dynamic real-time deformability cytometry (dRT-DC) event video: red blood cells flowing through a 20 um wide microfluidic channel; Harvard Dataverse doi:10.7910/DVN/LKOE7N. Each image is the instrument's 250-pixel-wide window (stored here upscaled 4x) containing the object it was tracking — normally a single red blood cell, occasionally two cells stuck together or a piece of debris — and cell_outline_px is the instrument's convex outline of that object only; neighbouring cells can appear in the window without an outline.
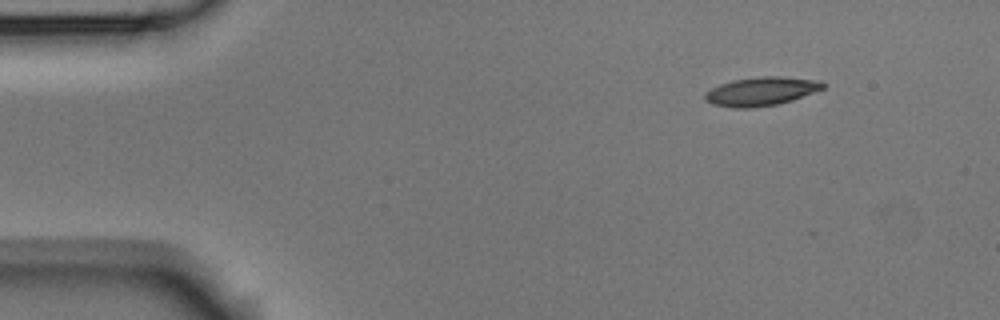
{"species": "Egyptian fruit bat (a non-hibernating species)", "species_latin": "Rousettus aegyptiacus", "temperature_condition": "room temperature", "stored_images_in_passage": 5, "camera_frame_rate_fps": 3000, "um_per_image_px": 0.085, "animal": {"sex": "male"}, "frame": {"image": 1, "passage_image": 1, "time_ms": 0.0, "image_size_px": [1000, 320], "cell_outline_px": [[824, 88], [792, 100], [776, 104], [748, 108], [732, 108], [712, 104], [704, 96], [704, 92], [720, 84], [732, 80], [760, 76], [784, 76], [820, 80], [824, 84]], "centroid_in_image_um": [64.7, 7.75], "position_along_channel_um": 20.3, "area_um2": 19.65}}
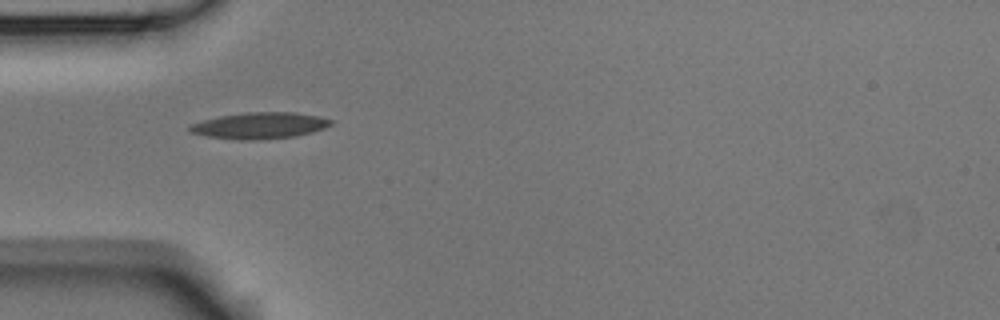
{"frame": {"image": 2, "passage_image": 4, "time_ms": 1.0, "image_size_px": [1000, 320], "cell_outline_px": [[332, 124], [324, 128], [312, 132], [296, 136], [252, 140], [240, 140], [208, 136], [192, 132], [188, 128], [188, 124], [220, 116], [248, 112], [296, 112], [320, 116], [332, 120]], "centroid_in_image_um": [22.1, 10.66], "position_along_channel_um": 62.9, "area_um2": 21.56}}
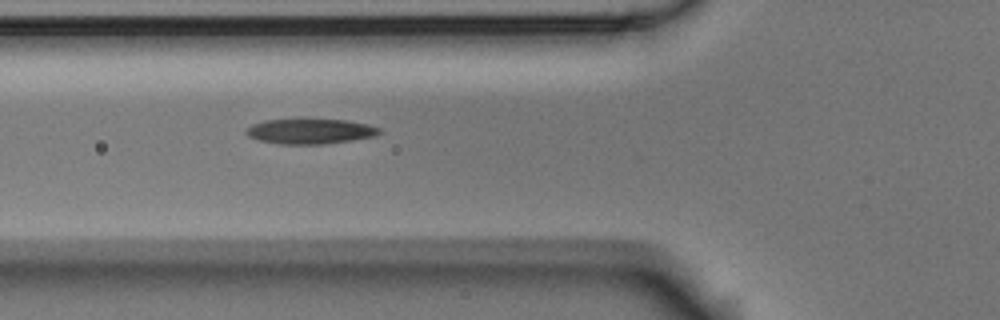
{"frame": {"image": 3, "passage_image": 5, "time_ms": 1.333, "image_size_px": [1000, 320], "cell_outline_px": [[380, 132], [376, 136], [352, 140], [320, 144], [280, 144], [260, 140], [248, 136], [244, 132], [244, 128], [252, 124], [264, 120], [300, 116], [344, 120], [368, 124], [380, 128]], "centroid_in_image_um": [26.3, 11.1], "position_along_channel_um": 99.5, "area_um2": 20.46}}